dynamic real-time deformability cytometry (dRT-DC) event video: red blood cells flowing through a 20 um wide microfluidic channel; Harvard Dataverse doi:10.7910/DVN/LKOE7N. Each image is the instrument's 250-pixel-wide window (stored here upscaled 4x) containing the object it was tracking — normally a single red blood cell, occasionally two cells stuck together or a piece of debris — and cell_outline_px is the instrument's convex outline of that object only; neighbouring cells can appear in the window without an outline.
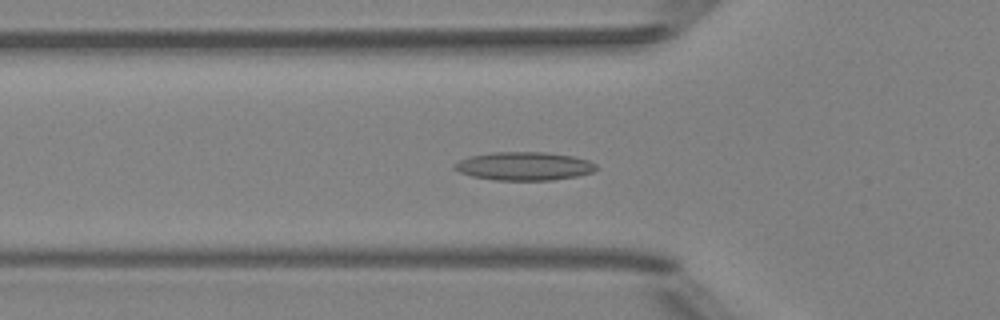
{"species": "Egyptian fruit bat (a non-hibernating species)", "species_latin": "Rousettus aegyptiacus", "temperature_condition": "room temperature", "stored_images_in_passage": 42, "camera_frame_rate_fps": 3000, "um_per_image_px": 0.085, "animal": {"sex": "female"}, "frame": {"image": 1, "passage_image": 8, "time_ms": 2.333, "image_size_px": [1000, 320], "cell_outline_px": [[600, 168], [592, 172], [576, 176], [552, 180], [496, 180], [472, 176], [460, 172], [452, 168], [452, 164], [468, 156], [492, 152], [544, 152], [572, 156], [588, 160], [596, 164]], "centroid_in_image_um": [44.53, 14.12], "position_along_channel_um": 81.3, "area_um2": 23.52}}
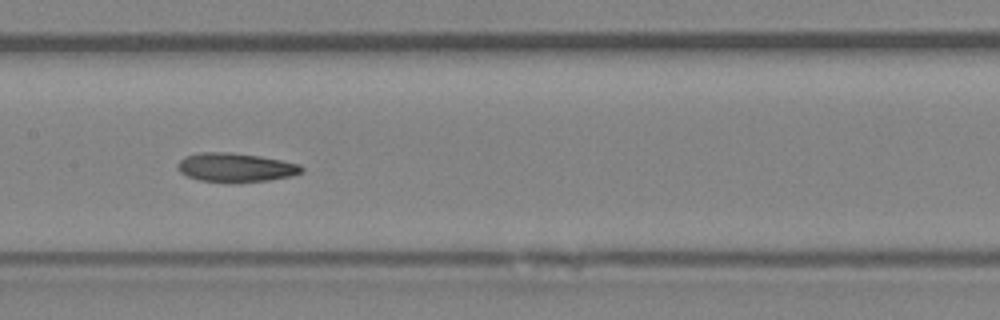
{"frame": {"image": 2, "passage_image": 16, "time_ms": 5.0, "image_size_px": [1000, 320], "cell_outline_px": [[304, 172], [288, 176], [268, 180], [200, 180], [188, 176], [180, 172], [176, 168], [176, 164], [184, 156], [200, 152], [232, 152], [260, 156], [300, 164], [304, 168]], "centroid_in_image_um": [20.0, 14.19], "position_along_channel_um": 187.4, "area_um2": 20.29}}
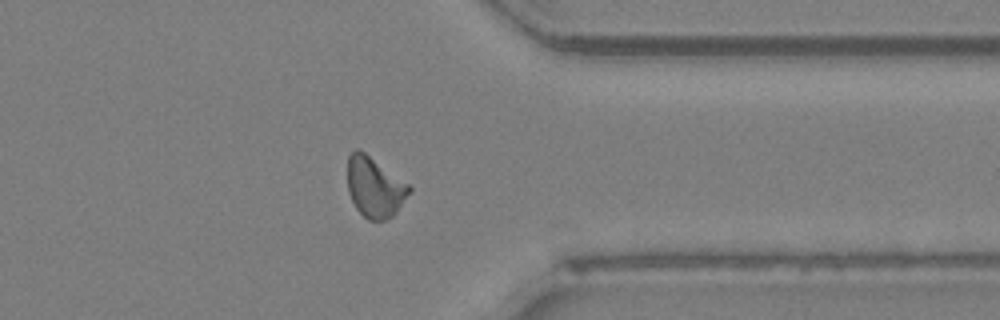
{"frame": {"image": 3, "passage_image": 31, "time_ms": 10.0, "image_size_px": [1000, 320], "cell_outline_px": [[412, 188], [396, 212], [392, 216], [384, 220], [368, 220], [356, 208], [348, 192], [348, 156], [356, 148], [364, 152], [408, 184]], "centroid_in_image_um": [31.82, 15.92], "position_along_channel_um": 379.6, "area_um2": 21.21}, "authors_computed_cell_mechanics": {"area_um2": 21.1259, "velocity_mm_per_s": 3.9916, "shape_relaxation_time_tau1_ms": null, "shape_relaxation_time_tau2_ms": 3.9186, "deformation_change_tau1": null, "deformation_change_tau2": 0.1156}}